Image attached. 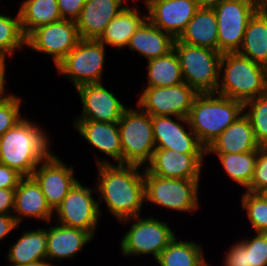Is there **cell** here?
<instances>
[{
  "label": "cell",
  "instance_id": "cell-36",
  "mask_svg": "<svg viewBox=\"0 0 267 266\" xmlns=\"http://www.w3.org/2000/svg\"><path fill=\"white\" fill-rule=\"evenodd\" d=\"M22 103L26 102L14 93L0 100V137L23 118L20 110Z\"/></svg>",
  "mask_w": 267,
  "mask_h": 266
},
{
  "label": "cell",
  "instance_id": "cell-40",
  "mask_svg": "<svg viewBox=\"0 0 267 266\" xmlns=\"http://www.w3.org/2000/svg\"><path fill=\"white\" fill-rule=\"evenodd\" d=\"M87 0H57L62 19L76 22Z\"/></svg>",
  "mask_w": 267,
  "mask_h": 266
},
{
  "label": "cell",
  "instance_id": "cell-46",
  "mask_svg": "<svg viewBox=\"0 0 267 266\" xmlns=\"http://www.w3.org/2000/svg\"><path fill=\"white\" fill-rule=\"evenodd\" d=\"M10 266H54L53 263L50 262V260H39L33 263H27L23 265H10Z\"/></svg>",
  "mask_w": 267,
  "mask_h": 266
},
{
  "label": "cell",
  "instance_id": "cell-48",
  "mask_svg": "<svg viewBox=\"0 0 267 266\" xmlns=\"http://www.w3.org/2000/svg\"><path fill=\"white\" fill-rule=\"evenodd\" d=\"M255 194L267 203V187L259 189Z\"/></svg>",
  "mask_w": 267,
  "mask_h": 266
},
{
  "label": "cell",
  "instance_id": "cell-18",
  "mask_svg": "<svg viewBox=\"0 0 267 266\" xmlns=\"http://www.w3.org/2000/svg\"><path fill=\"white\" fill-rule=\"evenodd\" d=\"M205 156L206 153H180L156 148L144 168L161 178L200 179Z\"/></svg>",
  "mask_w": 267,
  "mask_h": 266
},
{
  "label": "cell",
  "instance_id": "cell-28",
  "mask_svg": "<svg viewBox=\"0 0 267 266\" xmlns=\"http://www.w3.org/2000/svg\"><path fill=\"white\" fill-rule=\"evenodd\" d=\"M178 40L189 45L218 50L217 18L213 8L199 7Z\"/></svg>",
  "mask_w": 267,
  "mask_h": 266
},
{
  "label": "cell",
  "instance_id": "cell-20",
  "mask_svg": "<svg viewBox=\"0 0 267 266\" xmlns=\"http://www.w3.org/2000/svg\"><path fill=\"white\" fill-rule=\"evenodd\" d=\"M72 125L93 149L106 154V157L117 162L115 164H123L118 122L73 119Z\"/></svg>",
  "mask_w": 267,
  "mask_h": 266
},
{
  "label": "cell",
  "instance_id": "cell-44",
  "mask_svg": "<svg viewBox=\"0 0 267 266\" xmlns=\"http://www.w3.org/2000/svg\"><path fill=\"white\" fill-rule=\"evenodd\" d=\"M10 56L0 53V82H8L6 78V69H7V63L6 59Z\"/></svg>",
  "mask_w": 267,
  "mask_h": 266
},
{
  "label": "cell",
  "instance_id": "cell-17",
  "mask_svg": "<svg viewBox=\"0 0 267 266\" xmlns=\"http://www.w3.org/2000/svg\"><path fill=\"white\" fill-rule=\"evenodd\" d=\"M147 19L178 39L199 8L197 0H143Z\"/></svg>",
  "mask_w": 267,
  "mask_h": 266
},
{
  "label": "cell",
  "instance_id": "cell-33",
  "mask_svg": "<svg viewBox=\"0 0 267 266\" xmlns=\"http://www.w3.org/2000/svg\"><path fill=\"white\" fill-rule=\"evenodd\" d=\"M26 49V37L24 36L20 17L17 12L15 17L0 13V53L13 56L17 50Z\"/></svg>",
  "mask_w": 267,
  "mask_h": 266
},
{
  "label": "cell",
  "instance_id": "cell-1",
  "mask_svg": "<svg viewBox=\"0 0 267 266\" xmlns=\"http://www.w3.org/2000/svg\"><path fill=\"white\" fill-rule=\"evenodd\" d=\"M98 169L95 183L98 193V208L102 203L119 223L121 220L142 215L145 204L144 167L128 164H113L108 158L95 157ZM142 169L143 171H140ZM102 202V203H101Z\"/></svg>",
  "mask_w": 267,
  "mask_h": 266
},
{
  "label": "cell",
  "instance_id": "cell-16",
  "mask_svg": "<svg viewBox=\"0 0 267 266\" xmlns=\"http://www.w3.org/2000/svg\"><path fill=\"white\" fill-rule=\"evenodd\" d=\"M81 100V113L74 119L118 122L128 107L104 83L84 84L75 88Z\"/></svg>",
  "mask_w": 267,
  "mask_h": 266
},
{
  "label": "cell",
  "instance_id": "cell-43",
  "mask_svg": "<svg viewBox=\"0 0 267 266\" xmlns=\"http://www.w3.org/2000/svg\"><path fill=\"white\" fill-rule=\"evenodd\" d=\"M18 228L20 226L16 222L13 214H0V242L6 239L13 230Z\"/></svg>",
  "mask_w": 267,
  "mask_h": 266
},
{
  "label": "cell",
  "instance_id": "cell-49",
  "mask_svg": "<svg viewBox=\"0 0 267 266\" xmlns=\"http://www.w3.org/2000/svg\"><path fill=\"white\" fill-rule=\"evenodd\" d=\"M261 5L267 6V0H257Z\"/></svg>",
  "mask_w": 267,
  "mask_h": 266
},
{
  "label": "cell",
  "instance_id": "cell-24",
  "mask_svg": "<svg viewBox=\"0 0 267 266\" xmlns=\"http://www.w3.org/2000/svg\"><path fill=\"white\" fill-rule=\"evenodd\" d=\"M175 39L146 19L131 36L127 47L146 61L167 55Z\"/></svg>",
  "mask_w": 267,
  "mask_h": 266
},
{
  "label": "cell",
  "instance_id": "cell-27",
  "mask_svg": "<svg viewBox=\"0 0 267 266\" xmlns=\"http://www.w3.org/2000/svg\"><path fill=\"white\" fill-rule=\"evenodd\" d=\"M237 53L267 68L266 5H262L250 18L242 45Z\"/></svg>",
  "mask_w": 267,
  "mask_h": 266
},
{
  "label": "cell",
  "instance_id": "cell-32",
  "mask_svg": "<svg viewBox=\"0 0 267 266\" xmlns=\"http://www.w3.org/2000/svg\"><path fill=\"white\" fill-rule=\"evenodd\" d=\"M208 154V155H207ZM217 155L222 168L228 178L245 188L246 190L253 178L258 150L246 153H206L209 155Z\"/></svg>",
  "mask_w": 267,
  "mask_h": 266
},
{
  "label": "cell",
  "instance_id": "cell-3",
  "mask_svg": "<svg viewBox=\"0 0 267 266\" xmlns=\"http://www.w3.org/2000/svg\"><path fill=\"white\" fill-rule=\"evenodd\" d=\"M216 93L246 103L267 94V68L239 53H223Z\"/></svg>",
  "mask_w": 267,
  "mask_h": 266
},
{
  "label": "cell",
  "instance_id": "cell-37",
  "mask_svg": "<svg viewBox=\"0 0 267 266\" xmlns=\"http://www.w3.org/2000/svg\"><path fill=\"white\" fill-rule=\"evenodd\" d=\"M249 237L237 241L250 250L251 266H267V233L255 232V235Z\"/></svg>",
  "mask_w": 267,
  "mask_h": 266
},
{
  "label": "cell",
  "instance_id": "cell-38",
  "mask_svg": "<svg viewBox=\"0 0 267 266\" xmlns=\"http://www.w3.org/2000/svg\"><path fill=\"white\" fill-rule=\"evenodd\" d=\"M264 187H267V147H260L252 181L244 191L256 193Z\"/></svg>",
  "mask_w": 267,
  "mask_h": 266
},
{
  "label": "cell",
  "instance_id": "cell-25",
  "mask_svg": "<svg viewBox=\"0 0 267 266\" xmlns=\"http://www.w3.org/2000/svg\"><path fill=\"white\" fill-rule=\"evenodd\" d=\"M138 5L126 6L106 26L104 33L98 39L106 47L117 50L127 48L131 36L139 26L147 19L146 14L140 13Z\"/></svg>",
  "mask_w": 267,
  "mask_h": 266
},
{
  "label": "cell",
  "instance_id": "cell-12",
  "mask_svg": "<svg viewBox=\"0 0 267 266\" xmlns=\"http://www.w3.org/2000/svg\"><path fill=\"white\" fill-rule=\"evenodd\" d=\"M139 94L136 105L152 117H188L198 93L183 82L169 87H143Z\"/></svg>",
  "mask_w": 267,
  "mask_h": 266
},
{
  "label": "cell",
  "instance_id": "cell-8",
  "mask_svg": "<svg viewBox=\"0 0 267 266\" xmlns=\"http://www.w3.org/2000/svg\"><path fill=\"white\" fill-rule=\"evenodd\" d=\"M122 224L129 225L120 241V250L125 257L150 255L156 261L160 253L175 238L176 234L169 227L167 221H161L154 216L131 217L121 220Z\"/></svg>",
  "mask_w": 267,
  "mask_h": 266
},
{
  "label": "cell",
  "instance_id": "cell-34",
  "mask_svg": "<svg viewBox=\"0 0 267 266\" xmlns=\"http://www.w3.org/2000/svg\"><path fill=\"white\" fill-rule=\"evenodd\" d=\"M243 113L250 121L258 144L267 147V94L244 103Z\"/></svg>",
  "mask_w": 267,
  "mask_h": 266
},
{
  "label": "cell",
  "instance_id": "cell-10",
  "mask_svg": "<svg viewBox=\"0 0 267 266\" xmlns=\"http://www.w3.org/2000/svg\"><path fill=\"white\" fill-rule=\"evenodd\" d=\"M261 6L257 0H223L213 8L220 53L239 51L248 22Z\"/></svg>",
  "mask_w": 267,
  "mask_h": 266
},
{
  "label": "cell",
  "instance_id": "cell-13",
  "mask_svg": "<svg viewBox=\"0 0 267 266\" xmlns=\"http://www.w3.org/2000/svg\"><path fill=\"white\" fill-rule=\"evenodd\" d=\"M79 40L76 22L62 19L33 30L26 37V47L49 55L56 67Z\"/></svg>",
  "mask_w": 267,
  "mask_h": 266
},
{
  "label": "cell",
  "instance_id": "cell-9",
  "mask_svg": "<svg viewBox=\"0 0 267 266\" xmlns=\"http://www.w3.org/2000/svg\"><path fill=\"white\" fill-rule=\"evenodd\" d=\"M106 51V46L99 40L80 39L56 66L57 74L69 79L75 88L84 84L102 83Z\"/></svg>",
  "mask_w": 267,
  "mask_h": 266
},
{
  "label": "cell",
  "instance_id": "cell-14",
  "mask_svg": "<svg viewBox=\"0 0 267 266\" xmlns=\"http://www.w3.org/2000/svg\"><path fill=\"white\" fill-rule=\"evenodd\" d=\"M152 128L156 148L180 153H206V148L197 139L187 117L153 116Z\"/></svg>",
  "mask_w": 267,
  "mask_h": 266
},
{
  "label": "cell",
  "instance_id": "cell-30",
  "mask_svg": "<svg viewBox=\"0 0 267 266\" xmlns=\"http://www.w3.org/2000/svg\"><path fill=\"white\" fill-rule=\"evenodd\" d=\"M202 245L197 241L179 240L177 235L160 253L157 266H206Z\"/></svg>",
  "mask_w": 267,
  "mask_h": 266
},
{
  "label": "cell",
  "instance_id": "cell-15",
  "mask_svg": "<svg viewBox=\"0 0 267 266\" xmlns=\"http://www.w3.org/2000/svg\"><path fill=\"white\" fill-rule=\"evenodd\" d=\"M74 173V167L66 164L55 153L34 170L32 177L40 185L46 202L53 211L79 181Z\"/></svg>",
  "mask_w": 267,
  "mask_h": 266
},
{
  "label": "cell",
  "instance_id": "cell-26",
  "mask_svg": "<svg viewBox=\"0 0 267 266\" xmlns=\"http://www.w3.org/2000/svg\"><path fill=\"white\" fill-rule=\"evenodd\" d=\"M48 232L46 227L24 229L17 240L9 246L7 260L11 265H23L47 259Z\"/></svg>",
  "mask_w": 267,
  "mask_h": 266
},
{
  "label": "cell",
  "instance_id": "cell-23",
  "mask_svg": "<svg viewBox=\"0 0 267 266\" xmlns=\"http://www.w3.org/2000/svg\"><path fill=\"white\" fill-rule=\"evenodd\" d=\"M258 144L248 117L243 113L206 148V153H246L258 150Z\"/></svg>",
  "mask_w": 267,
  "mask_h": 266
},
{
  "label": "cell",
  "instance_id": "cell-7",
  "mask_svg": "<svg viewBox=\"0 0 267 266\" xmlns=\"http://www.w3.org/2000/svg\"><path fill=\"white\" fill-rule=\"evenodd\" d=\"M201 179L161 178L144 168V196L146 204L178 212L194 213L200 207Z\"/></svg>",
  "mask_w": 267,
  "mask_h": 266
},
{
  "label": "cell",
  "instance_id": "cell-42",
  "mask_svg": "<svg viewBox=\"0 0 267 266\" xmlns=\"http://www.w3.org/2000/svg\"><path fill=\"white\" fill-rule=\"evenodd\" d=\"M15 189H0V214H12L14 210Z\"/></svg>",
  "mask_w": 267,
  "mask_h": 266
},
{
  "label": "cell",
  "instance_id": "cell-39",
  "mask_svg": "<svg viewBox=\"0 0 267 266\" xmlns=\"http://www.w3.org/2000/svg\"><path fill=\"white\" fill-rule=\"evenodd\" d=\"M226 251L222 266H251L250 250H246L238 241Z\"/></svg>",
  "mask_w": 267,
  "mask_h": 266
},
{
  "label": "cell",
  "instance_id": "cell-19",
  "mask_svg": "<svg viewBox=\"0 0 267 266\" xmlns=\"http://www.w3.org/2000/svg\"><path fill=\"white\" fill-rule=\"evenodd\" d=\"M132 1L134 3L138 0ZM127 2L128 0H87L76 21L80 39L98 40L110 21L128 6Z\"/></svg>",
  "mask_w": 267,
  "mask_h": 266
},
{
  "label": "cell",
  "instance_id": "cell-11",
  "mask_svg": "<svg viewBox=\"0 0 267 266\" xmlns=\"http://www.w3.org/2000/svg\"><path fill=\"white\" fill-rule=\"evenodd\" d=\"M91 188L78 181L53 211L55 223L87 231L95 238L101 215L93 195L96 187Z\"/></svg>",
  "mask_w": 267,
  "mask_h": 266
},
{
  "label": "cell",
  "instance_id": "cell-29",
  "mask_svg": "<svg viewBox=\"0 0 267 266\" xmlns=\"http://www.w3.org/2000/svg\"><path fill=\"white\" fill-rule=\"evenodd\" d=\"M18 13L25 37L40 26L62 20L57 0H23Z\"/></svg>",
  "mask_w": 267,
  "mask_h": 266
},
{
  "label": "cell",
  "instance_id": "cell-21",
  "mask_svg": "<svg viewBox=\"0 0 267 266\" xmlns=\"http://www.w3.org/2000/svg\"><path fill=\"white\" fill-rule=\"evenodd\" d=\"M13 216L20 223L28 219L50 222L53 219V210L47 204L40 185L33 177H23L15 189Z\"/></svg>",
  "mask_w": 267,
  "mask_h": 266
},
{
  "label": "cell",
  "instance_id": "cell-35",
  "mask_svg": "<svg viewBox=\"0 0 267 266\" xmlns=\"http://www.w3.org/2000/svg\"><path fill=\"white\" fill-rule=\"evenodd\" d=\"M240 201L253 231L267 233V203L255 193L247 191H244Z\"/></svg>",
  "mask_w": 267,
  "mask_h": 266
},
{
  "label": "cell",
  "instance_id": "cell-6",
  "mask_svg": "<svg viewBox=\"0 0 267 266\" xmlns=\"http://www.w3.org/2000/svg\"><path fill=\"white\" fill-rule=\"evenodd\" d=\"M135 108L128 106L118 121L123 164L145 167L156 149L152 116L138 105Z\"/></svg>",
  "mask_w": 267,
  "mask_h": 266
},
{
  "label": "cell",
  "instance_id": "cell-4",
  "mask_svg": "<svg viewBox=\"0 0 267 266\" xmlns=\"http://www.w3.org/2000/svg\"><path fill=\"white\" fill-rule=\"evenodd\" d=\"M243 114V103L218 93H198L188 115L191 129L207 148Z\"/></svg>",
  "mask_w": 267,
  "mask_h": 266
},
{
  "label": "cell",
  "instance_id": "cell-31",
  "mask_svg": "<svg viewBox=\"0 0 267 266\" xmlns=\"http://www.w3.org/2000/svg\"><path fill=\"white\" fill-rule=\"evenodd\" d=\"M147 86L169 87L184 82L178 55L173 49L167 55L147 61Z\"/></svg>",
  "mask_w": 267,
  "mask_h": 266
},
{
  "label": "cell",
  "instance_id": "cell-2",
  "mask_svg": "<svg viewBox=\"0 0 267 266\" xmlns=\"http://www.w3.org/2000/svg\"><path fill=\"white\" fill-rule=\"evenodd\" d=\"M30 120L23 117L0 137V163L23 177H32L38 165L53 154L47 130Z\"/></svg>",
  "mask_w": 267,
  "mask_h": 266
},
{
  "label": "cell",
  "instance_id": "cell-47",
  "mask_svg": "<svg viewBox=\"0 0 267 266\" xmlns=\"http://www.w3.org/2000/svg\"><path fill=\"white\" fill-rule=\"evenodd\" d=\"M7 91L8 89L6 88V82H0V100L5 96L13 94L11 92L7 93Z\"/></svg>",
  "mask_w": 267,
  "mask_h": 266
},
{
  "label": "cell",
  "instance_id": "cell-41",
  "mask_svg": "<svg viewBox=\"0 0 267 266\" xmlns=\"http://www.w3.org/2000/svg\"><path fill=\"white\" fill-rule=\"evenodd\" d=\"M22 178L16 170L0 163V189H16Z\"/></svg>",
  "mask_w": 267,
  "mask_h": 266
},
{
  "label": "cell",
  "instance_id": "cell-22",
  "mask_svg": "<svg viewBox=\"0 0 267 266\" xmlns=\"http://www.w3.org/2000/svg\"><path fill=\"white\" fill-rule=\"evenodd\" d=\"M48 232L47 259L50 261L72 259L90 244L94 237L87 231L60 223L46 228Z\"/></svg>",
  "mask_w": 267,
  "mask_h": 266
},
{
  "label": "cell",
  "instance_id": "cell-45",
  "mask_svg": "<svg viewBox=\"0 0 267 266\" xmlns=\"http://www.w3.org/2000/svg\"><path fill=\"white\" fill-rule=\"evenodd\" d=\"M223 0H197L198 6L201 8H214Z\"/></svg>",
  "mask_w": 267,
  "mask_h": 266
},
{
  "label": "cell",
  "instance_id": "cell-5",
  "mask_svg": "<svg viewBox=\"0 0 267 266\" xmlns=\"http://www.w3.org/2000/svg\"><path fill=\"white\" fill-rule=\"evenodd\" d=\"M173 49L178 55L184 82L197 93H216L222 53L178 39H175Z\"/></svg>",
  "mask_w": 267,
  "mask_h": 266
}]
</instances>
